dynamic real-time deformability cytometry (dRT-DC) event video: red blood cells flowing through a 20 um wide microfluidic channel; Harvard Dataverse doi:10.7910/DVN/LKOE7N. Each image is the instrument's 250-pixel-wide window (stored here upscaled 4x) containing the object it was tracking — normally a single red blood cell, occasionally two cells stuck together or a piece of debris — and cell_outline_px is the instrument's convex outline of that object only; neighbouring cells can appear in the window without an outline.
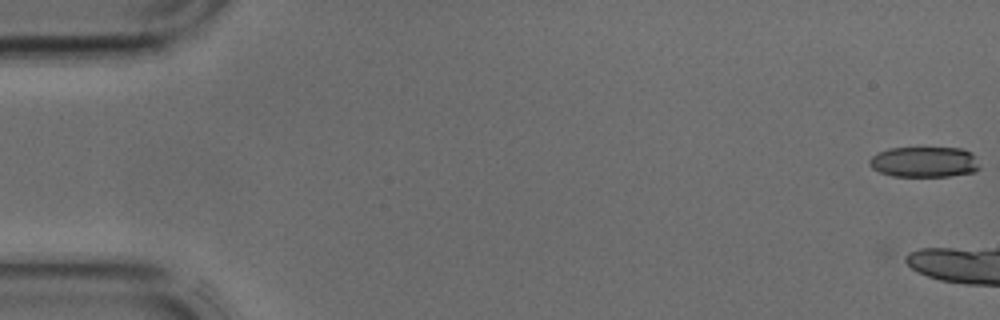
{"species": "common noctule bat (a hibernating species)", "species_latin": "Nyctalus noctula", "temperature_condition": "cold", "stored_images_in_passage": 5, "camera_frame_rate_fps": 3000, "um_per_image_px": 0.085, "animal": {"sex": "male", "body_mass_g": 17.9, "forearm_length_mm": 54.2}, "frame": {"image": 1, "passage_image": 1, "time_ms": 0.0, "image_size_px": [1000, 320], "cell_outline_px": [[980, 168], [976, 172], [948, 176], [892, 176], [880, 172], [872, 168], [868, 164], [868, 160], [872, 156], [888, 148], [964, 148], [972, 152], [976, 156]], "centroid_in_image_um": [78.6, 13.76], "position_along_channel_um": 6.4, "area_um2": 19.83}}